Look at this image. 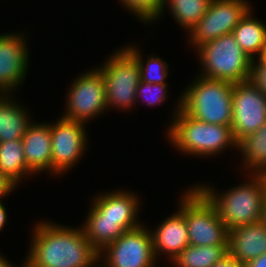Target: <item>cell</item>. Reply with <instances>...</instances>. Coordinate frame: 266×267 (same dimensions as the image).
<instances>
[{"instance_id": "obj_37", "label": "cell", "mask_w": 266, "mask_h": 267, "mask_svg": "<svg viewBox=\"0 0 266 267\" xmlns=\"http://www.w3.org/2000/svg\"><path fill=\"white\" fill-rule=\"evenodd\" d=\"M261 175H266V170L263 173H261Z\"/></svg>"}, {"instance_id": "obj_12", "label": "cell", "mask_w": 266, "mask_h": 267, "mask_svg": "<svg viewBox=\"0 0 266 267\" xmlns=\"http://www.w3.org/2000/svg\"><path fill=\"white\" fill-rule=\"evenodd\" d=\"M232 131L239 142L266 122V96L250 80L233 84Z\"/></svg>"}, {"instance_id": "obj_16", "label": "cell", "mask_w": 266, "mask_h": 267, "mask_svg": "<svg viewBox=\"0 0 266 267\" xmlns=\"http://www.w3.org/2000/svg\"><path fill=\"white\" fill-rule=\"evenodd\" d=\"M22 142L28 170L33 175L45 170L51 175V122L32 121Z\"/></svg>"}, {"instance_id": "obj_4", "label": "cell", "mask_w": 266, "mask_h": 267, "mask_svg": "<svg viewBox=\"0 0 266 267\" xmlns=\"http://www.w3.org/2000/svg\"><path fill=\"white\" fill-rule=\"evenodd\" d=\"M233 83L197 75L181 96V109L202 122L232 125Z\"/></svg>"}, {"instance_id": "obj_32", "label": "cell", "mask_w": 266, "mask_h": 267, "mask_svg": "<svg viewBox=\"0 0 266 267\" xmlns=\"http://www.w3.org/2000/svg\"><path fill=\"white\" fill-rule=\"evenodd\" d=\"M7 210L3 203V201L0 200V232L5 227V224L7 223Z\"/></svg>"}, {"instance_id": "obj_36", "label": "cell", "mask_w": 266, "mask_h": 267, "mask_svg": "<svg viewBox=\"0 0 266 267\" xmlns=\"http://www.w3.org/2000/svg\"><path fill=\"white\" fill-rule=\"evenodd\" d=\"M264 182H265V186H266V175H262Z\"/></svg>"}, {"instance_id": "obj_29", "label": "cell", "mask_w": 266, "mask_h": 267, "mask_svg": "<svg viewBox=\"0 0 266 267\" xmlns=\"http://www.w3.org/2000/svg\"><path fill=\"white\" fill-rule=\"evenodd\" d=\"M16 188L18 187L0 172V199L10 195Z\"/></svg>"}, {"instance_id": "obj_23", "label": "cell", "mask_w": 266, "mask_h": 267, "mask_svg": "<svg viewBox=\"0 0 266 267\" xmlns=\"http://www.w3.org/2000/svg\"><path fill=\"white\" fill-rule=\"evenodd\" d=\"M228 254V245H188L171 263L176 267H212Z\"/></svg>"}, {"instance_id": "obj_11", "label": "cell", "mask_w": 266, "mask_h": 267, "mask_svg": "<svg viewBox=\"0 0 266 267\" xmlns=\"http://www.w3.org/2000/svg\"><path fill=\"white\" fill-rule=\"evenodd\" d=\"M85 123L59 117L51 122V174L64 175L83 157L87 148Z\"/></svg>"}, {"instance_id": "obj_30", "label": "cell", "mask_w": 266, "mask_h": 267, "mask_svg": "<svg viewBox=\"0 0 266 267\" xmlns=\"http://www.w3.org/2000/svg\"><path fill=\"white\" fill-rule=\"evenodd\" d=\"M212 267H245L244 263H241L234 259L229 253L223 257L219 262L215 263Z\"/></svg>"}, {"instance_id": "obj_27", "label": "cell", "mask_w": 266, "mask_h": 267, "mask_svg": "<svg viewBox=\"0 0 266 267\" xmlns=\"http://www.w3.org/2000/svg\"><path fill=\"white\" fill-rule=\"evenodd\" d=\"M167 86L168 84H150L141 81L136 91L137 103L142 100V102L146 103V106L148 107L163 104L168 96Z\"/></svg>"}, {"instance_id": "obj_33", "label": "cell", "mask_w": 266, "mask_h": 267, "mask_svg": "<svg viewBox=\"0 0 266 267\" xmlns=\"http://www.w3.org/2000/svg\"><path fill=\"white\" fill-rule=\"evenodd\" d=\"M0 267H17V266L12 264L11 261L7 260L3 255L0 254Z\"/></svg>"}, {"instance_id": "obj_26", "label": "cell", "mask_w": 266, "mask_h": 267, "mask_svg": "<svg viewBox=\"0 0 266 267\" xmlns=\"http://www.w3.org/2000/svg\"><path fill=\"white\" fill-rule=\"evenodd\" d=\"M126 11L133 13L135 19L146 25L157 23L160 19L164 0H120ZM156 20V21H155Z\"/></svg>"}, {"instance_id": "obj_31", "label": "cell", "mask_w": 266, "mask_h": 267, "mask_svg": "<svg viewBox=\"0 0 266 267\" xmlns=\"http://www.w3.org/2000/svg\"><path fill=\"white\" fill-rule=\"evenodd\" d=\"M245 267H266V253L246 262Z\"/></svg>"}, {"instance_id": "obj_28", "label": "cell", "mask_w": 266, "mask_h": 267, "mask_svg": "<svg viewBox=\"0 0 266 267\" xmlns=\"http://www.w3.org/2000/svg\"><path fill=\"white\" fill-rule=\"evenodd\" d=\"M249 80L266 96V62L260 57L252 60Z\"/></svg>"}, {"instance_id": "obj_9", "label": "cell", "mask_w": 266, "mask_h": 267, "mask_svg": "<svg viewBox=\"0 0 266 267\" xmlns=\"http://www.w3.org/2000/svg\"><path fill=\"white\" fill-rule=\"evenodd\" d=\"M157 261L145 224L125 231L99 252V267H157Z\"/></svg>"}, {"instance_id": "obj_24", "label": "cell", "mask_w": 266, "mask_h": 267, "mask_svg": "<svg viewBox=\"0 0 266 267\" xmlns=\"http://www.w3.org/2000/svg\"><path fill=\"white\" fill-rule=\"evenodd\" d=\"M212 0H164L161 15H165V8L171 12L173 19L185 31L190 32L207 12ZM170 8V9H169ZM164 12V13H163Z\"/></svg>"}, {"instance_id": "obj_19", "label": "cell", "mask_w": 266, "mask_h": 267, "mask_svg": "<svg viewBox=\"0 0 266 267\" xmlns=\"http://www.w3.org/2000/svg\"><path fill=\"white\" fill-rule=\"evenodd\" d=\"M252 10L253 8L245 14L232 34L241 49L254 60L259 58L263 52L266 42V24L254 18Z\"/></svg>"}, {"instance_id": "obj_13", "label": "cell", "mask_w": 266, "mask_h": 267, "mask_svg": "<svg viewBox=\"0 0 266 267\" xmlns=\"http://www.w3.org/2000/svg\"><path fill=\"white\" fill-rule=\"evenodd\" d=\"M26 40L23 32L0 34V94H14L26 78L30 60Z\"/></svg>"}, {"instance_id": "obj_2", "label": "cell", "mask_w": 266, "mask_h": 267, "mask_svg": "<svg viewBox=\"0 0 266 267\" xmlns=\"http://www.w3.org/2000/svg\"><path fill=\"white\" fill-rule=\"evenodd\" d=\"M178 97L171 123L166 130V138L176 150L185 155L209 158L216 157L229 147L238 149L231 126L208 124L194 119L181 109V96Z\"/></svg>"}, {"instance_id": "obj_15", "label": "cell", "mask_w": 266, "mask_h": 267, "mask_svg": "<svg viewBox=\"0 0 266 267\" xmlns=\"http://www.w3.org/2000/svg\"><path fill=\"white\" fill-rule=\"evenodd\" d=\"M178 211L165 218L156 229H150L156 259L163 254L171 261L189 245L184 217V194L179 199Z\"/></svg>"}, {"instance_id": "obj_3", "label": "cell", "mask_w": 266, "mask_h": 267, "mask_svg": "<svg viewBox=\"0 0 266 267\" xmlns=\"http://www.w3.org/2000/svg\"><path fill=\"white\" fill-rule=\"evenodd\" d=\"M245 176L248 177L247 182L243 181L221 193L216 192L215 188L208 184L206 186L202 183L195 185L213 204L228 231L256 223L262 218L266 200L264 179L261 174H246Z\"/></svg>"}, {"instance_id": "obj_1", "label": "cell", "mask_w": 266, "mask_h": 267, "mask_svg": "<svg viewBox=\"0 0 266 267\" xmlns=\"http://www.w3.org/2000/svg\"><path fill=\"white\" fill-rule=\"evenodd\" d=\"M22 267H99V252L83 228L41 220L34 224Z\"/></svg>"}, {"instance_id": "obj_5", "label": "cell", "mask_w": 266, "mask_h": 267, "mask_svg": "<svg viewBox=\"0 0 266 267\" xmlns=\"http://www.w3.org/2000/svg\"><path fill=\"white\" fill-rule=\"evenodd\" d=\"M202 68L199 75L233 84L248 81L252 59L241 49L232 33L201 44L197 49Z\"/></svg>"}, {"instance_id": "obj_25", "label": "cell", "mask_w": 266, "mask_h": 267, "mask_svg": "<svg viewBox=\"0 0 266 267\" xmlns=\"http://www.w3.org/2000/svg\"><path fill=\"white\" fill-rule=\"evenodd\" d=\"M138 61L140 65L141 81L146 83H158L166 84L169 76L168 63L167 61L157 57L156 55H148L147 61L143 59V54H141L140 47L137 48V44H125L124 46Z\"/></svg>"}, {"instance_id": "obj_20", "label": "cell", "mask_w": 266, "mask_h": 267, "mask_svg": "<svg viewBox=\"0 0 266 267\" xmlns=\"http://www.w3.org/2000/svg\"><path fill=\"white\" fill-rule=\"evenodd\" d=\"M245 174H261L266 170V122L256 132L238 142ZM248 173H247V172Z\"/></svg>"}, {"instance_id": "obj_22", "label": "cell", "mask_w": 266, "mask_h": 267, "mask_svg": "<svg viewBox=\"0 0 266 267\" xmlns=\"http://www.w3.org/2000/svg\"><path fill=\"white\" fill-rule=\"evenodd\" d=\"M81 227L92 246L101 252L128 229L120 225V219L86 218Z\"/></svg>"}, {"instance_id": "obj_10", "label": "cell", "mask_w": 266, "mask_h": 267, "mask_svg": "<svg viewBox=\"0 0 266 267\" xmlns=\"http://www.w3.org/2000/svg\"><path fill=\"white\" fill-rule=\"evenodd\" d=\"M251 5L249 0H212L207 12L189 32V45L196 50L203 43L232 33L252 9Z\"/></svg>"}, {"instance_id": "obj_6", "label": "cell", "mask_w": 266, "mask_h": 267, "mask_svg": "<svg viewBox=\"0 0 266 267\" xmlns=\"http://www.w3.org/2000/svg\"><path fill=\"white\" fill-rule=\"evenodd\" d=\"M103 65L97 67L105 82L107 109L131 110L136 103V91L141 82L137 59L122 47L113 51Z\"/></svg>"}, {"instance_id": "obj_21", "label": "cell", "mask_w": 266, "mask_h": 267, "mask_svg": "<svg viewBox=\"0 0 266 267\" xmlns=\"http://www.w3.org/2000/svg\"><path fill=\"white\" fill-rule=\"evenodd\" d=\"M0 172L17 187L26 175H33L25 161L22 139L0 143Z\"/></svg>"}, {"instance_id": "obj_35", "label": "cell", "mask_w": 266, "mask_h": 267, "mask_svg": "<svg viewBox=\"0 0 266 267\" xmlns=\"http://www.w3.org/2000/svg\"><path fill=\"white\" fill-rule=\"evenodd\" d=\"M260 58H261L264 62H266V42H265L264 49H263V52H262Z\"/></svg>"}, {"instance_id": "obj_34", "label": "cell", "mask_w": 266, "mask_h": 267, "mask_svg": "<svg viewBox=\"0 0 266 267\" xmlns=\"http://www.w3.org/2000/svg\"><path fill=\"white\" fill-rule=\"evenodd\" d=\"M261 222L265 225L266 227V200L263 206V212H262V218H261Z\"/></svg>"}, {"instance_id": "obj_8", "label": "cell", "mask_w": 266, "mask_h": 267, "mask_svg": "<svg viewBox=\"0 0 266 267\" xmlns=\"http://www.w3.org/2000/svg\"><path fill=\"white\" fill-rule=\"evenodd\" d=\"M65 113L62 118L83 123L107 112L105 82L101 71L96 67L81 73L68 88Z\"/></svg>"}, {"instance_id": "obj_14", "label": "cell", "mask_w": 266, "mask_h": 267, "mask_svg": "<svg viewBox=\"0 0 266 267\" xmlns=\"http://www.w3.org/2000/svg\"><path fill=\"white\" fill-rule=\"evenodd\" d=\"M106 193H98L90 202L86 218H111L120 219V225L128 230L142 225L139 221L140 199L139 194L125 189L110 190Z\"/></svg>"}, {"instance_id": "obj_7", "label": "cell", "mask_w": 266, "mask_h": 267, "mask_svg": "<svg viewBox=\"0 0 266 267\" xmlns=\"http://www.w3.org/2000/svg\"><path fill=\"white\" fill-rule=\"evenodd\" d=\"M184 191L189 245H228V229L208 198L194 185Z\"/></svg>"}, {"instance_id": "obj_18", "label": "cell", "mask_w": 266, "mask_h": 267, "mask_svg": "<svg viewBox=\"0 0 266 267\" xmlns=\"http://www.w3.org/2000/svg\"><path fill=\"white\" fill-rule=\"evenodd\" d=\"M13 95L0 94V143L21 140L33 121L26 107Z\"/></svg>"}, {"instance_id": "obj_17", "label": "cell", "mask_w": 266, "mask_h": 267, "mask_svg": "<svg viewBox=\"0 0 266 267\" xmlns=\"http://www.w3.org/2000/svg\"><path fill=\"white\" fill-rule=\"evenodd\" d=\"M228 253L246 263L266 253V227L258 221L228 231Z\"/></svg>"}]
</instances>
